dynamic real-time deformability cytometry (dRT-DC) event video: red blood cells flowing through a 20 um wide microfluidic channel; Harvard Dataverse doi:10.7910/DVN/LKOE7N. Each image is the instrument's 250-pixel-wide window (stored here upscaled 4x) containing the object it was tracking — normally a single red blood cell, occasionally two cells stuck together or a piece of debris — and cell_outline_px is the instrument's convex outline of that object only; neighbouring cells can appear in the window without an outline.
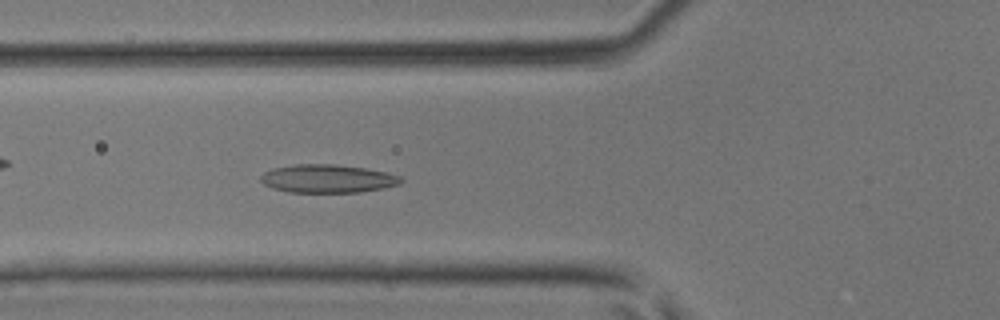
{"species": "common noctule bat (a hibernating species)", "species_latin": "Nyctalus noctula", "temperature_condition": "room temperature", "stored_images_in_passage": 37, "camera_frame_rate_fps": 3000, "um_per_image_px": 0.085, "animal": {"sex": "male", "body_mass_g": 17.9, "forearm_length_mm": 54.2}, "frame": {"image": 1, "passage_image": 9, "time_ms": 2.667, "image_size_px": [1000, 320], "cell_outline_px": [[404, 180], [400, 184], [360, 192], [288, 192], [272, 188], [264, 184], [260, 180], [260, 176], [264, 172], [272, 168], [296, 164], [336, 164], [364, 168], [388, 172], [400, 176]], "centroid_in_image_um": [27.83, 15.18], "position_along_channel_um": 98.0, "area_um2": 23.12}}
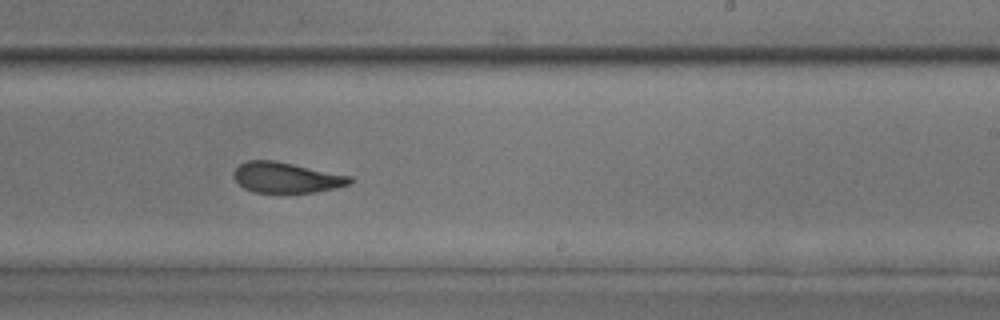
{"frame": {"image": 2, "passage_image": 20, "time_ms": 6.333, "image_size_px": [1000, 320], "cell_outline_px": [[352, 184], [336, 188], [312, 192], [252, 192], [244, 188], [232, 176], [232, 172], [240, 164], [248, 160], [272, 160], [352, 176]], "centroid_in_image_um": [24.33, 15.09], "position_along_channel_um": 264.7, "area_um2": 20.52}}
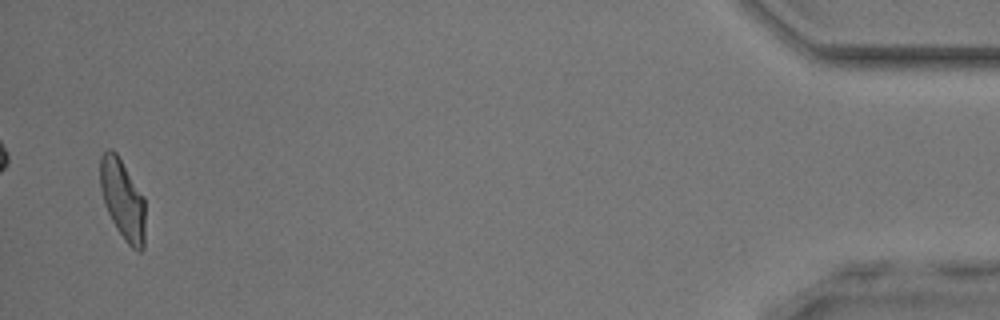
{"frame": {"image": 3, "passage_image": 36, "time_ms": 11.667, "image_size_px": [1000, 320], "cell_outline_px": [[144, 248], [140, 252], [132, 248], [124, 240], [116, 228], [104, 204], [100, 188], [100, 156], [108, 148], [112, 148], [116, 152], [144, 196]], "centroid_in_image_um": [10.42, 16.94], "position_along_channel_um": 424.8, "area_um2": 21.1}}